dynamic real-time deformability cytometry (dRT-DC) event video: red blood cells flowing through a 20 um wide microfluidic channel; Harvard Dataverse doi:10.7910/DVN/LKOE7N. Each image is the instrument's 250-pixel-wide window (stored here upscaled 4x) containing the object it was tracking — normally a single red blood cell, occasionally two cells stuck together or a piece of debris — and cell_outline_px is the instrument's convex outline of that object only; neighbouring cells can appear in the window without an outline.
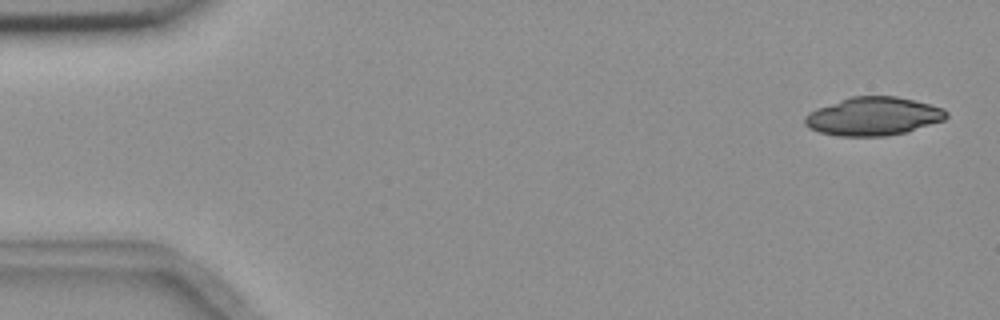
{"species": "common noctule bat (a hibernating species)", "species_latin": "Nyctalus noctula", "temperature_condition": "room temperature", "stored_images_in_passage": 5, "camera_frame_rate_fps": 3000, "um_per_image_px": 0.085, "animal": {"sex": "female", "body_mass_g": 18.4}, "frame": {"image": 1, "passage_image": 1, "time_ms": 0.0, "image_size_px": [1000, 320], "cell_outline_px": [[948, 116], [944, 120], [904, 132], [884, 136], [836, 136], [820, 132], [808, 128], [804, 124], [804, 116], [808, 112], [816, 108], [852, 96], [896, 96], [944, 108], [948, 112]], "centroid_in_image_um": [74.19, 9.89], "position_along_channel_um": 10.8, "area_um2": 31.5}}